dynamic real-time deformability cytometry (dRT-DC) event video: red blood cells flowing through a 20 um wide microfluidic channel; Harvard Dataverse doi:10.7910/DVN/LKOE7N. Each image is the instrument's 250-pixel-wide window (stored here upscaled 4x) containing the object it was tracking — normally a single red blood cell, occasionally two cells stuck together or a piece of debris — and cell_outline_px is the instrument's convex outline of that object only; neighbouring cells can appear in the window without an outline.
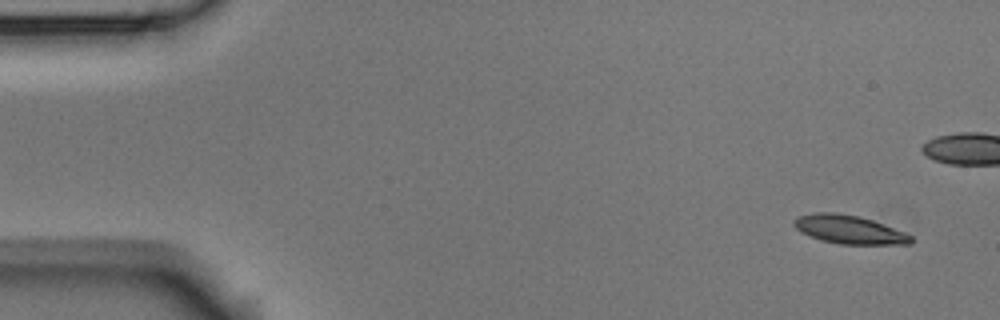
{"species": "Egyptian fruit bat (a non-hibernating species)", "species_latin": "Rousettus aegyptiacus", "temperature_condition": "room temperature", "stored_images_in_passage": 5, "camera_frame_rate_fps": 3000, "um_per_image_px": 0.085, "animal": {"sex": "male"}, "frame": {"image": 1, "passage_image": 1, "time_ms": 0.0, "image_size_px": [1000, 320], "cell_outline_px": [[912, 244], [840, 244], [820, 240], [800, 232], [792, 224], [792, 220], [800, 216], [816, 212], [836, 212], [860, 216], [872, 220], [904, 232], [912, 236]], "centroid_in_image_um": [72.15, 19.51], "position_along_channel_um": 12.9, "area_um2": 19.42}}
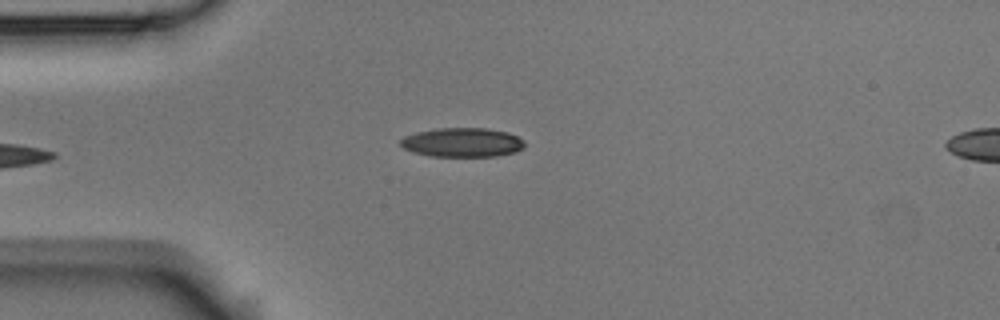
{"frame": {"image": 2, "passage_image": 5, "time_ms": 5.333, "image_size_px": [1000, 320], "cell_outline_px": [[524, 148], [516, 152], [496, 156], [428, 156], [412, 152], [404, 148], [400, 144], [400, 140], [404, 136], [416, 132], [440, 128], [488, 128], [508, 132], [524, 140]], "centroid_in_image_um": [39.3, 12.1], "position_along_channel_um": 45.7, "area_um2": 21.21}}